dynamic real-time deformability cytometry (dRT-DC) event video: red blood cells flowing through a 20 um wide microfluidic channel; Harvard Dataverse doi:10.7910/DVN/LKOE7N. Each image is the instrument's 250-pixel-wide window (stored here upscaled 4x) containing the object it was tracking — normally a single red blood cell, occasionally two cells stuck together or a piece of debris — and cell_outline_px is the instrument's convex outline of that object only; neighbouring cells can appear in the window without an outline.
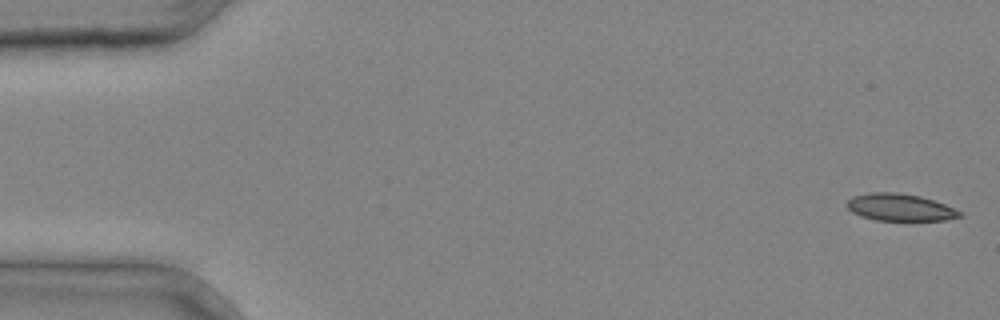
{"species": "common noctule bat (a hibernating species)", "species_latin": "Nyctalus noctula", "temperature_condition": "cold", "stored_images_in_passage": 5, "camera_frame_rate_fps": 3000, "um_per_image_px": 0.085, "animal": {"sex": "male", "body_mass_g": 20.4}, "frame": {"image": 1, "passage_image": 1, "time_ms": 0.0, "image_size_px": [1000, 320], "cell_outline_px": [[964, 216], [944, 220], [876, 220], [860, 216], [852, 212], [844, 204], [852, 196], [868, 192], [896, 192], [920, 196], [944, 204], [964, 212]], "centroid_in_image_um": [76.48, 17.62], "position_along_channel_um": 8.5, "area_um2": 17.98}}
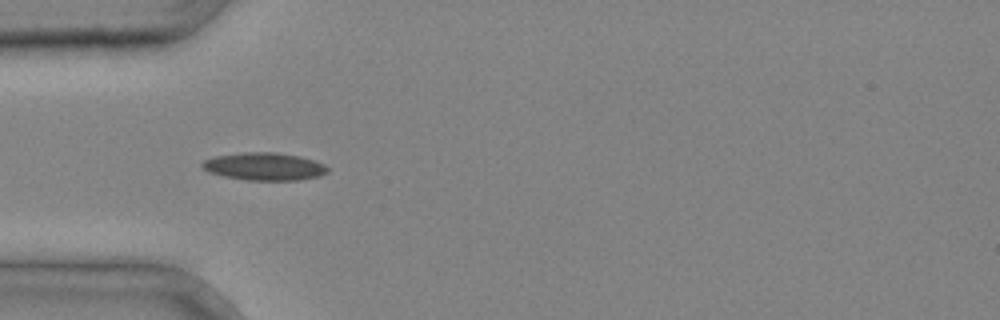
{"frame": {"image": 2, "passage_image": 4, "time_ms": 1.0, "image_size_px": [1000, 320], "cell_outline_px": [[328, 172], [320, 176], [300, 180], [248, 180], [224, 176], [208, 172], [200, 168], [200, 164], [204, 160], [216, 156], [244, 152], [276, 152], [300, 156], [324, 164], [328, 168]], "centroid_in_image_um": [22.45, 14.15], "position_along_channel_um": 62.5, "area_um2": 20.29}}